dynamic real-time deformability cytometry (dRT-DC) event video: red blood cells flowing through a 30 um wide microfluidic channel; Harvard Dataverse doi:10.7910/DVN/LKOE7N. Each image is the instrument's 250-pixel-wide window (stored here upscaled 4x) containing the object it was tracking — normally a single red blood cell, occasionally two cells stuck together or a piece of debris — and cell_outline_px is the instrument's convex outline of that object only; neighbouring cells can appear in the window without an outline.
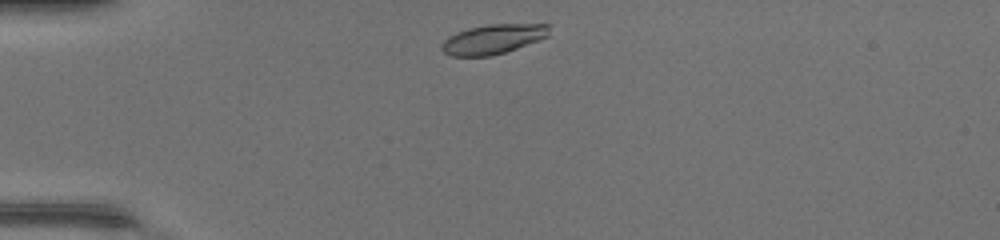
{"species": "common noctule bat (a hibernating species)", "species_latin": "Nyctalus noctula", "temperature_condition": "warm", "stored_images_in_passage": 36, "camera_frame_rate_fps": 3000, "um_per_image_px": 0.085, "animal": {"sex": "female", "body_mass_g": 17.0, "forearm_length_mm": 48.0}, "frame": {"image": 1, "passage_image": 1, "time_ms": 0.0, "image_size_px": [1000, 240], "cell_outline_px": [[548, 36], [540, 40], [492, 56], [452, 56], [444, 52], [440, 48], [440, 44], [448, 36], [456, 32], [468, 28], [488, 24], [548, 24]], "centroid_in_image_um": [41.86, 3.33], "position_along_channel_um": 43.1, "area_um2": 18.55}}
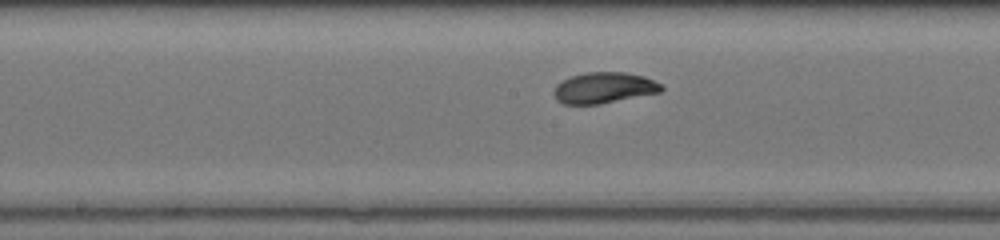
{"frame": {"image": 2, "passage_image": 14, "time_ms": 4.333, "image_size_px": [1000, 240], "cell_outline_px": [[664, 88], [660, 92], [600, 104], [564, 104], [556, 100], [552, 92], [556, 84], [572, 76], [584, 72], [624, 72], [644, 76], [660, 84]], "centroid_in_image_um": [51.3, 7.46], "position_along_channel_um": 196.9, "area_um2": 19.36}}
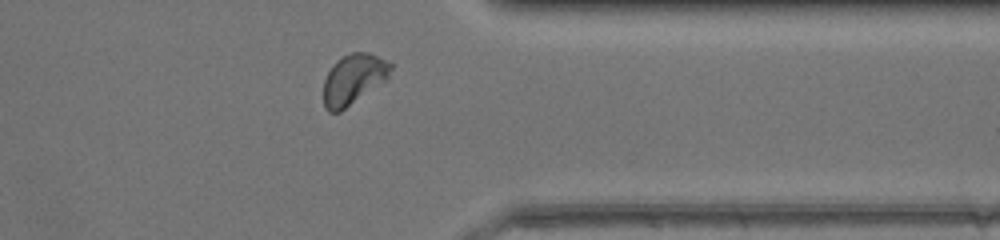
{"frame": {"image": 3, "passage_image": 27, "time_ms": 8.667, "image_size_px": [1000, 240], "cell_outline_px": [[392, 68], [388, 80], [340, 112], [328, 112], [324, 108], [324, 80], [332, 64], [336, 60], [352, 52], [368, 52], [392, 64]], "centroid_in_image_um": [30.05, 6.75], "position_along_channel_um": 381.3, "area_um2": 19.83}, "authors_computed_cell_mechanics": {"area_um2": 19.3919, "velocity_mm_per_s": 4.38, "shape_relaxation_time_tau1_ms": 2.0628, "shape_relaxation_time_tau2_ms": 0.4338, "deformation_change_tau1": 0.1524, "deformation_change_tau2": 0.0446}}